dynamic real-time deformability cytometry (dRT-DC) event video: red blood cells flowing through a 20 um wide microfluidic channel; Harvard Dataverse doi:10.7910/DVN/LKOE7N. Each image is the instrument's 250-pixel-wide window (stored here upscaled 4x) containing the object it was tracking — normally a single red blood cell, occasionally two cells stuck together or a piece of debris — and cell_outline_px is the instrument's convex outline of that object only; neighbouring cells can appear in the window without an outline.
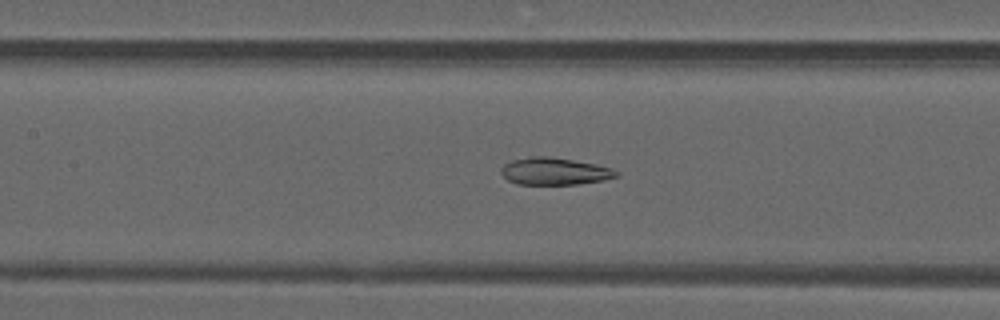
{"species": "common noctule bat (a hibernating species)", "species_latin": "Nyctalus noctula", "temperature_condition": "warm", "stored_images_in_passage": 35, "camera_frame_rate_fps": 3000, "um_per_image_px": 0.085, "animal": {"sex": "male", "forearm_length_mm": 52.5}, "frame": {"image": 1, "passage_image": 9, "time_ms": 2.667, "image_size_px": [1000, 320], "cell_outline_px": [[620, 176], [604, 180], [580, 184], [516, 184], [508, 180], [500, 172], [500, 168], [504, 164], [512, 160], [528, 156], [544, 156], [572, 160], [596, 164], [612, 168], [620, 172]], "centroid_in_image_um": [47.15, 14.56], "position_along_channel_um": 160.2, "area_um2": 18.38}}
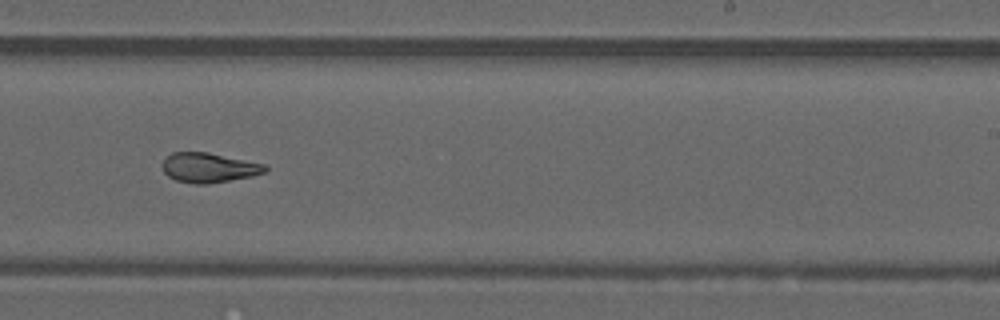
{"frame": {"image": 2, "passage_image": 17, "time_ms": 5.333, "image_size_px": [1000, 320], "cell_outline_px": [[268, 172], [252, 176], [208, 184], [192, 184], [176, 180], [168, 176], [164, 172], [160, 164], [172, 152], [208, 152], [264, 164], [268, 168]], "centroid_in_image_um": [17.74, 14.26], "position_along_channel_um": 271.3, "area_um2": 17.86}}
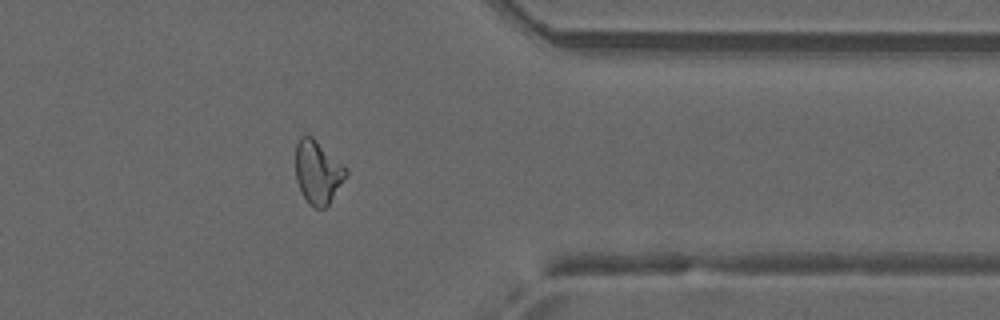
{"frame": {"image": 3, "passage_image": 26, "time_ms": 8.333, "image_size_px": [1000, 320], "cell_outline_px": [[348, 172], [328, 204], [324, 208], [316, 208], [308, 204], [300, 192], [296, 180], [296, 144], [300, 136], [312, 136], [344, 164], [348, 168]], "centroid_in_image_um": [27.0, 14.62], "position_along_channel_um": 384.4, "area_um2": 18.55}, "authors_computed_cell_mechanics": {"area_um2": 18.5538, "velocity_mm_per_s": 4.1787, "shape_relaxation_time_tau1_ms": null, "shape_relaxation_time_tau2_ms": 1.231, "deformation_change_tau1": null, "deformation_change_tau2": 0.0728}}